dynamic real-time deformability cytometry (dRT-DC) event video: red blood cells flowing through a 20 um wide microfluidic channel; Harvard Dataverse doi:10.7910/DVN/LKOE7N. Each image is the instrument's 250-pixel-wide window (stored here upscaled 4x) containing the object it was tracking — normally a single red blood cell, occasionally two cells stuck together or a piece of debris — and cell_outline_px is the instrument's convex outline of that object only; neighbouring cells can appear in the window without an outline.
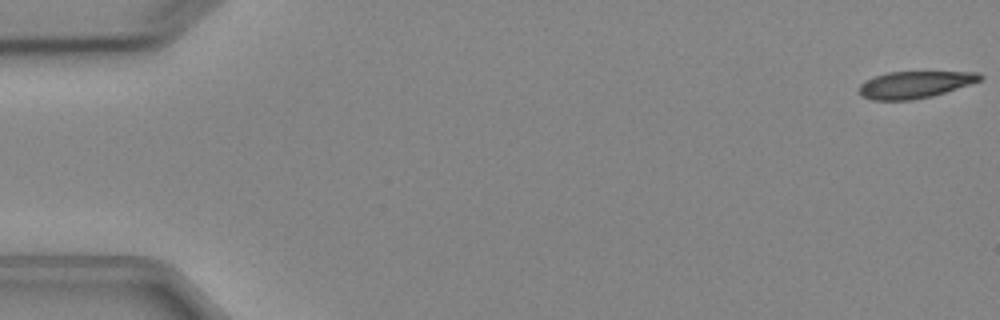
{"species": "Egyptian fruit bat (a non-hibernating species)", "species_latin": "Rousettus aegyptiacus", "temperature_condition": "cold", "stored_images_in_passage": 5, "camera_frame_rate_fps": 3000, "um_per_image_px": 0.085, "animal": {"sex": "female"}, "frame": {"image": 1, "passage_image": 1, "time_ms": 0.0, "image_size_px": [1000, 320], "cell_outline_px": [[984, 76], [980, 80], [932, 96], [912, 100], [872, 100], [860, 96], [860, 84], [864, 80], [888, 72], [980, 72]], "centroid_in_image_um": [77.72, 7.19], "position_along_channel_um": 7.3, "area_um2": 18.79}}
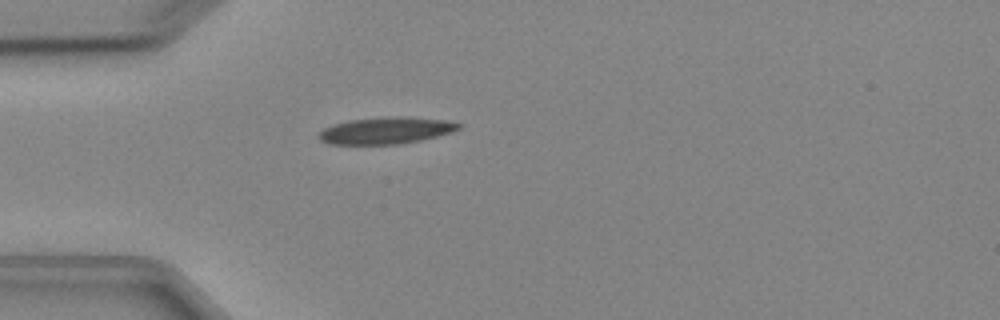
{"frame": {"image": 2, "passage_image": 5, "time_ms": 4.667, "image_size_px": [1000, 320], "cell_outline_px": [[460, 128], [452, 132], [420, 140], [396, 144], [332, 144], [320, 140], [316, 136], [324, 128], [332, 124], [348, 120], [384, 116], [408, 116], [444, 120], [460, 124]], "centroid_in_image_um": [32.76, 11.08], "position_along_channel_um": 52.2, "area_um2": 21.85}}